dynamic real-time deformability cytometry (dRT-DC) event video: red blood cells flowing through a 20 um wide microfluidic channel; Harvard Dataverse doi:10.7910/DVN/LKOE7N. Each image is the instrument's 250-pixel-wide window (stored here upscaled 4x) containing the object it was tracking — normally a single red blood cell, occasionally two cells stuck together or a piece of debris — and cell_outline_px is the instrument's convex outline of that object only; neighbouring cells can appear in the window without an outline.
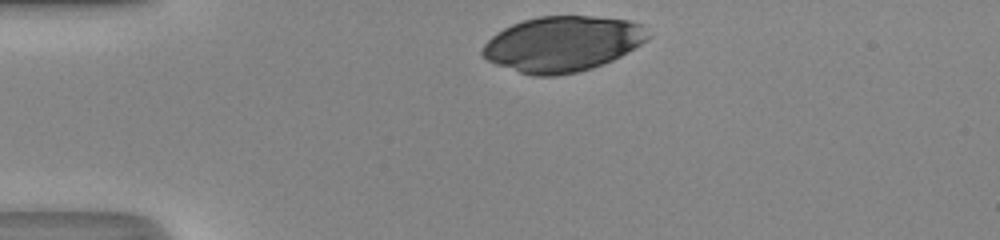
{"species": "human", "species_latin": "Homo sapiens", "temperature_condition": "room temperature", "stored_images_in_passage": 29, "camera_frame_rate_fps": 3000, "um_per_image_px": 0.085, "donor": {"sex": "male"}, "frame": {"image": 1, "passage_image": 1, "time_ms": 0.0, "image_size_px": [1000, 240], "cell_outline_px": [[648, 40], [628, 52], [612, 60], [592, 68], [576, 72], [556, 76], [532, 76], [496, 64], [488, 60], [480, 52], [484, 44], [496, 32], [512, 24], [524, 20], [540, 16], [592, 16], [628, 20], [640, 24], [648, 36]], "centroid_in_image_um": [47.79, 3.73], "position_along_channel_um": 37.2, "area_um2": 53.12}}